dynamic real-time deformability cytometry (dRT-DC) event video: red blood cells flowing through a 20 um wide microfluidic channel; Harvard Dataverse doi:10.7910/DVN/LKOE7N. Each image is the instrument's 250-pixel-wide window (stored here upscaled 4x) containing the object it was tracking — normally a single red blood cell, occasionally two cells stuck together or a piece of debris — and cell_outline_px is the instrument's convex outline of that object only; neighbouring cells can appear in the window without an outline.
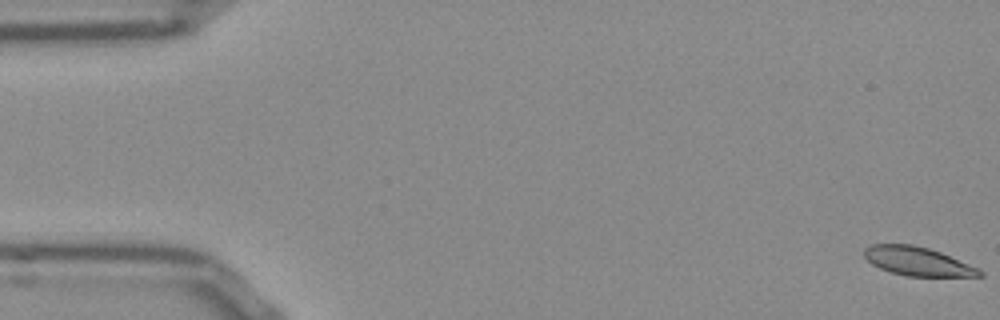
{"species": "Egyptian fruit bat (a non-hibernating species)", "species_latin": "Rousettus aegyptiacus", "temperature_condition": "room temperature", "stored_images_in_passage": 54, "segment_of_instrument_passage": [1, 2], "camera_frame_rate_fps": 3000, "um_per_image_px": 0.085, "frame": {"image": 1, "passage_image": 1, "time_ms": 0.0, "image_size_px": [1000, 320], "cell_outline_px": [[984, 276], [908, 276], [892, 272], [880, 268], [872, 264], [864, 256], [864, 248], [872, 244], [912, 244], [928, 248], [940, 252], [980, 268], [984, 272]], "centroid_in_image_um": [78.02, 22.21], "position_along_channel_um": 7.0, "area_um2": 19.25}}
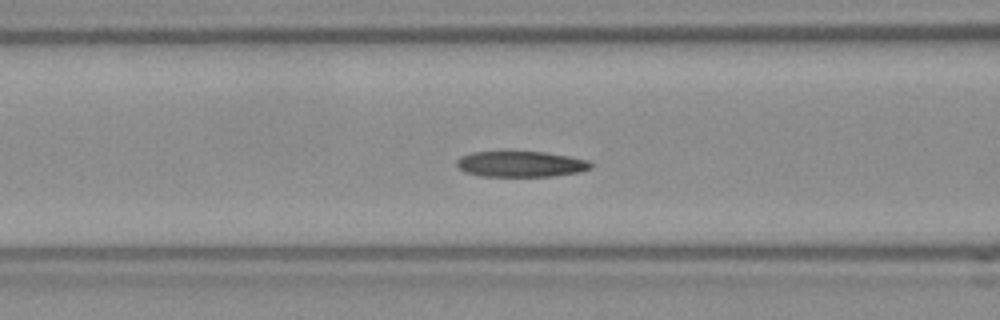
{"frame": {"image": 2, "passage_image": 21, "time_ms": 6.667, "image_size_px": [1000, 320], "cell_outline_px": [[592, 168], [580, 172], [552, 176], [480, 176], [464, 172], [456, 164], [456, 160], [460, 156], [472, 152], [544, 152], [568, 156], [588, 160], [592, 164]], "centroid_in_image_um": [44.26, 13.95], "position_along_channel_um": 122.3, "area_um2": 20.11}}
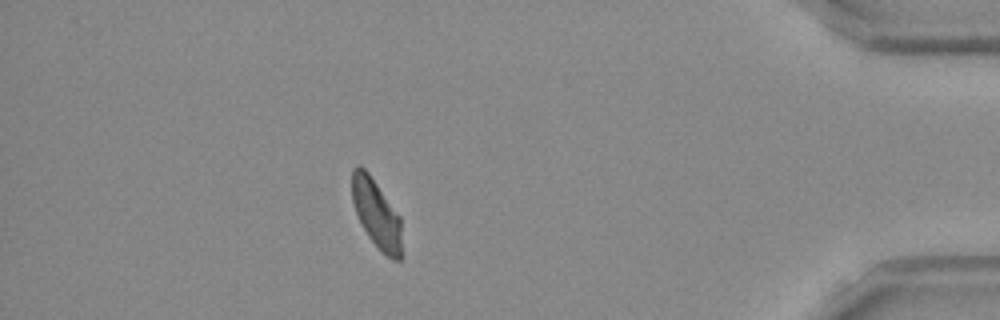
{"frame": {"image": 3, "passage_image": 47, "time_ms": 15.333, "image_size_px": [1000, 320], "cell_outline_px": [[400, 260], [392, 260], [380, 252], [368, 236], [356, 212], [352, 200], [352, 168], [356, 164], [360, 164], [368, 172], [400, 216]], "centroid_in_image_um": [31.97, 18.15], "position_along_channel_um": 403.2, "area_um2": 19.65}}